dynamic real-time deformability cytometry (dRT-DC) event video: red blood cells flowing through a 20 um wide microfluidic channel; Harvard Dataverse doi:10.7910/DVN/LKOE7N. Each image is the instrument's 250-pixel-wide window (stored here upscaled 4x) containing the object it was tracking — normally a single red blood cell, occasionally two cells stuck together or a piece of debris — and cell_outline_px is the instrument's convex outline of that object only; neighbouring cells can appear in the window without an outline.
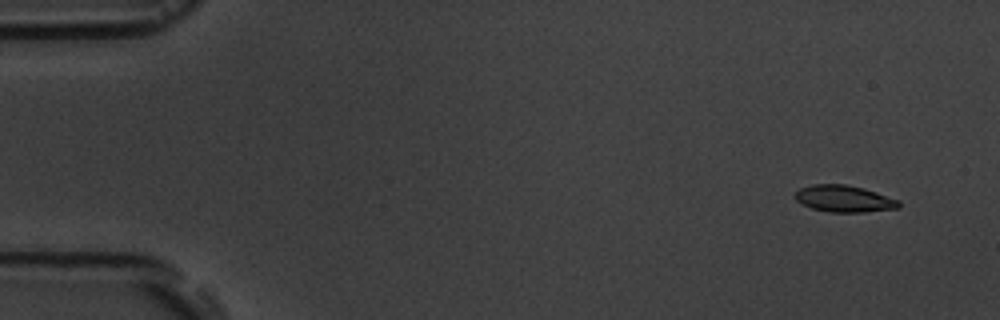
{"species": "common noctule bat (a hibernating species)", "species_latin": "Nyctalus noctula", "temperature_condition": "room temperature", "stored_images_in_passage": 15, "camera_frame_rate_fps": 3000, "um_per_image_px": 0.085, "animal": {"sex": "male", "body_mass_g": 19.5, "forearm_length_mm": 54.6}, "frame": {"image": 1, "passage_image": 1, "time_ms": 0.0, "image_size_px": [1000, 320], "cell_outline_px": [[900, 208], [864, 212], [828, 212], [812, 208], [796, 200], [792, 196], [800, 188], [812, 184], [844, 184], [864, 188], [900, 200]], "centroid_in_image_um": [71.75, 16.89], "position_along_channel_um": 13.2, "area_um2": 16.24}}
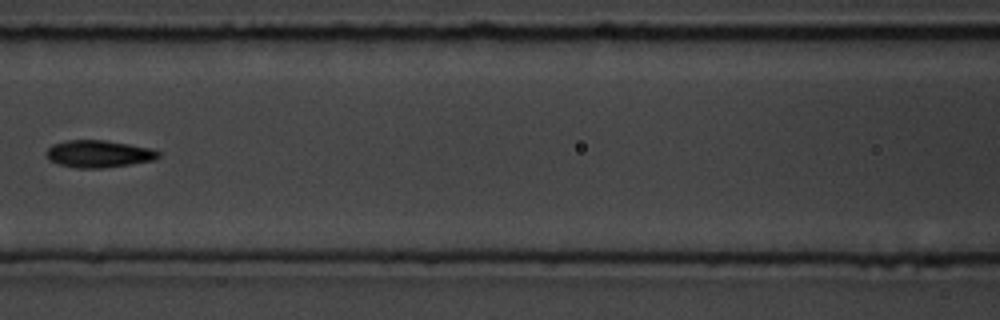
{"frame": {"image": 2, "passage_image": 6, "time_ms": 7.333, "image_size_px": [1000, 320], "cell_outline_px": [[160, 156], [156, 160], [104, 168], [76, 168], [60, 164], [48, 160], [48, 148], [52, 144], [68, 140], [104, 140], [152, 148], [160, 152]], "centroid_in_image_um": [8.42, 13.08], "position_along_channel_um": 158.2, "area_um2": 17.74}}
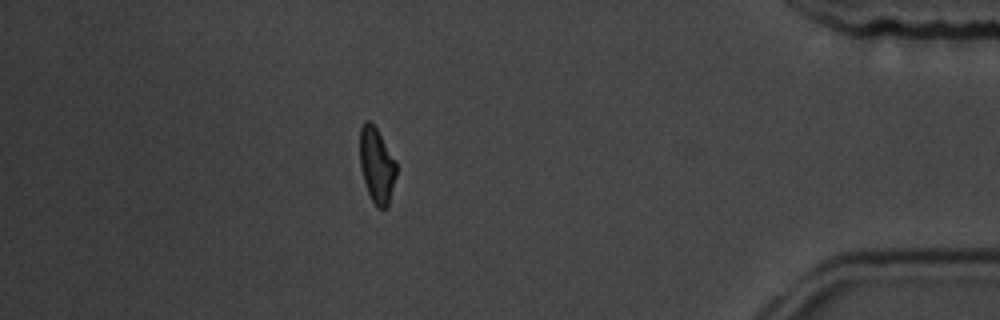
{"frame": {"image": 3, "passage_image": 13, "time_ms": 15.333, "image_size_px": [1000, 320], "cell_outline_px": [[396, 176], [388, 204], [384, 208], [376, 208], [368, 192], [364, 180], [360, 164], [360, 128], [364, 120], [368, 120], [376, 128], [396, 160]], "centroid_in_image_um": [32.02, 14.03], "position_along_channel_um": 403.2, "area_um2": 15.84}, "authors_computed_cell_mechanics": {"area_um2": 17.2822, "velocity_mm_per_s": 3.6183, "shape_relaxation_time_tau1_ms": 6.2959, "shape_relaxation_time_tau2_ms": 2.203, "deformation_change_tau1": 0.2036, "deformation_change_tau2": 0.0749}}